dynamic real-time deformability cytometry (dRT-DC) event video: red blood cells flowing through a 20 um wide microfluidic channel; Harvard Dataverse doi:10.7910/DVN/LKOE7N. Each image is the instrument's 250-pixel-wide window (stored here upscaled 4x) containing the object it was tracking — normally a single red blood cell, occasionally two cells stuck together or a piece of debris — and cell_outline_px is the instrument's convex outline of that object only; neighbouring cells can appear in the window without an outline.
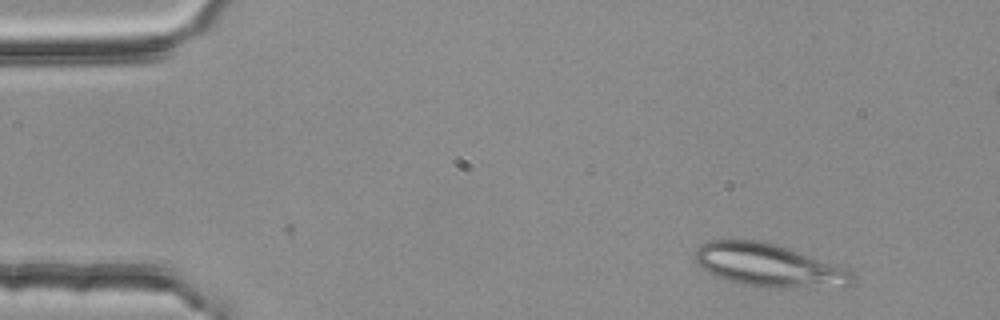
{"species": "common noctule bat (a hibernating species)", "species_latin": "Nyctalus noctula", "temperature_condition": "room temperature", "stored_images_in_passage": 46, "camera_frame_rate_fps": 3000, "um_per_image_px": 0.085, "animal": {"sex": "female", "body_mass_g": 25.1}, "frame": {"image": 1, "passage_image": 1, "time_ms": 0.0, "image_size_px": [1000, 320], "cell_outline_px": [[856, 276], [852, 284], [844, 288], [772, 288], [744, 284], [728, 280], [716, 276], [708, 272], [696, 260], [696, 252], [708, 240], [756, 240], [776, 244], [788, 248], [852, 272]], "centroid_in_image_um": [65.41, 22.59], "position_along_channel_um": 19.6, "area_um2": 38.9}}
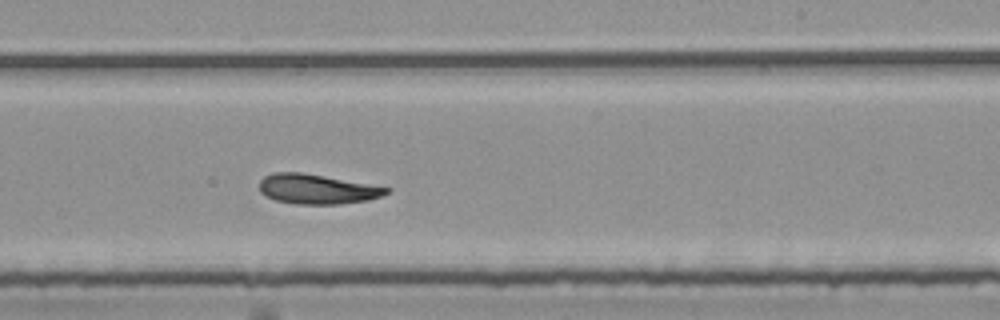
{"frame": {"image": 2, "passage_image": 28, "time_ms": 9.0, "image_size_px": [1000, 320], "cell_outline_px": [[392, 192], [368, 200], [340, 204], [296, 204], [276, 200], [260, 192], [260, 180], [264, 176], [272, 172], [300, 172], [324, 176], [392, 188]], "centroid_in_image_um": [26.96, 16.07], "position_along_channel_um": 262.0, "area_um2": 21.96}}
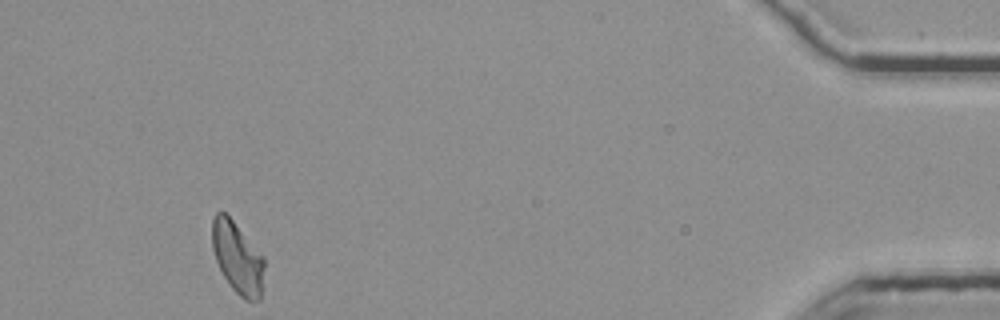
{"frame": {"image": 3, "passage_image": 46, "time_ms": 15.0, "image_size_px": [1000, 320], "cell_outline_px": [[264, 268], [260, 300], [244, 300], [232, 288], [224, 276], [216, 260], [212, 248], [212, 220], [216, 212], [224, 212], [232, 220], [264, 256]], "centroid_in_image_um": [20.19, 21.91], "position_along_channel_um": 415.0, "area_um2": 21.5}, "authors_computed_cell_mechanics": {"area_um2": 22.3108, "velocity_mm_per_s": 3.7434, "shape_relaxation_time_tau1_ms": null, "shape_relaxation_time_tau2_ms": 5.46, "deformation_change_tau1": null, "deformation_change_tau2": 0.1489}}